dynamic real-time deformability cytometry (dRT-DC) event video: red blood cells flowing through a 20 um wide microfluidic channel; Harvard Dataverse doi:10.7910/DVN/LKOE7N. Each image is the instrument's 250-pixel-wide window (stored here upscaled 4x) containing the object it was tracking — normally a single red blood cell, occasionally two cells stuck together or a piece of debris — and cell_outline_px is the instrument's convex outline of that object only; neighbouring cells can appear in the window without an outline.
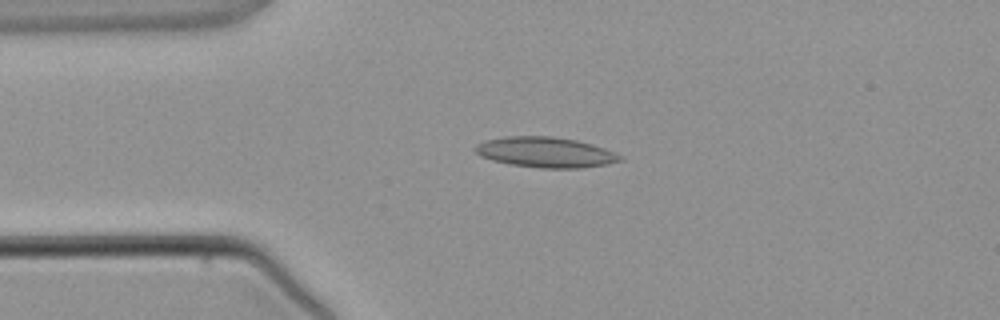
{"species": "common noctule bat (a hibernating species)", "species_latin": "Nyctalus noctula", "temperature_condition": "warm", "stored_images_in_passage": 3, "camera_frame_rate_fps": 3000, "um_per_image_px": 0.085, "animal": {"sex": "male", "body_mass_g": 21.5, "forearm_length_mm": 52.0}, "frame": {"image": 1, "passage_image": 3, "time_ms": 2.333, "image_size_px": [1000, 320], "cell_outline_px": [[624, 160], [608, 164], [580, 168], [540, 168], [512, 164], [492, 160], [480, 156], [472, 148], [476, 144], [484, 140], [504, 136], [552, 136], [576, 140], [592, 144], [604, 148], [624, 156]], "centroid_in_image_um": [46.37, 12.94], "position_along_channel_um": 38.6, "area_um2": 25.84}}